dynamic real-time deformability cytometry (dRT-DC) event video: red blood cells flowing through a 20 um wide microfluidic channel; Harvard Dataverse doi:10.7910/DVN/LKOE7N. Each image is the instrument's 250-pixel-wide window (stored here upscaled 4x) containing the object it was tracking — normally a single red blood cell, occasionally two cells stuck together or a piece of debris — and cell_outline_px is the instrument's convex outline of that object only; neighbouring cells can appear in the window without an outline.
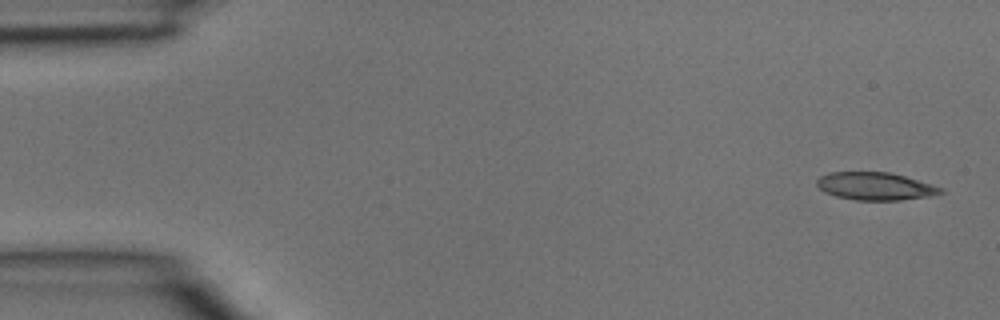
{"species": "common noctule bat (a hibernating species)", "species_latin": "Nyctalus noctula", "temperature_condition": "room temperature", "stored_images_in_passage": 5, "camera_frame_rate_fps": 3000, "um_per_image_px": 0.085, "animal": {"sex": "male", "body_mass_g": 15.6}, "frame": {"image": 1, "passage_image": 1, "time_ms": 0.0, "image_size_px": [1000, 320], "cell_outline_px": [[944, 192], [928, 196], [900, 200], [856, 200], [836, 196], [824, 192], [816, 184], [816, 180], [820, 176], [828, 172], [888, 172], [904, 176], [944, 188]], "centroid_in_image_um": [74.37, 15.82], "position_along_channel_um": 10.6, "area_um2": 19.88}}
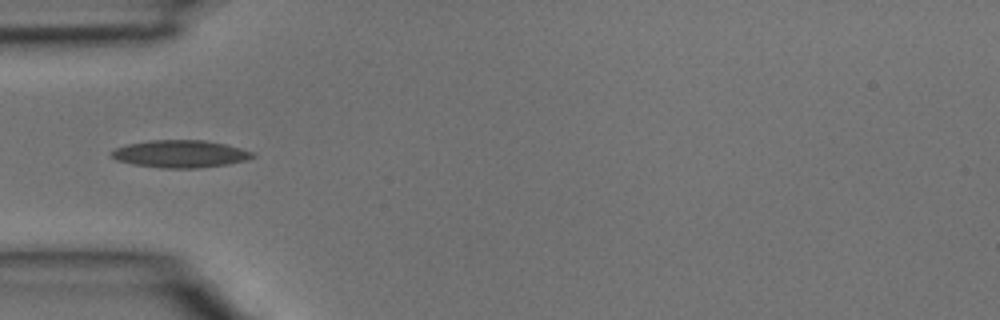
{"frame": {"image": 2, "passage_image": 4, "time_ms": 1.0, "image_size_px": [1000, 320], "cell_outline_px": [[256, 156], [248, 160], [228, 164], [196, 168], [160, 168], [132, 164], [116, 160], [112, 156], [112, 152], [116, 148], [128, 144], [152, 140], [204, 140], [224, 144], [240, 148], [252, 152]], "centroid_in_image_um": [15.34, 13.09], "position_along_channel_um": 69.7, "area_um2": 22.43}}